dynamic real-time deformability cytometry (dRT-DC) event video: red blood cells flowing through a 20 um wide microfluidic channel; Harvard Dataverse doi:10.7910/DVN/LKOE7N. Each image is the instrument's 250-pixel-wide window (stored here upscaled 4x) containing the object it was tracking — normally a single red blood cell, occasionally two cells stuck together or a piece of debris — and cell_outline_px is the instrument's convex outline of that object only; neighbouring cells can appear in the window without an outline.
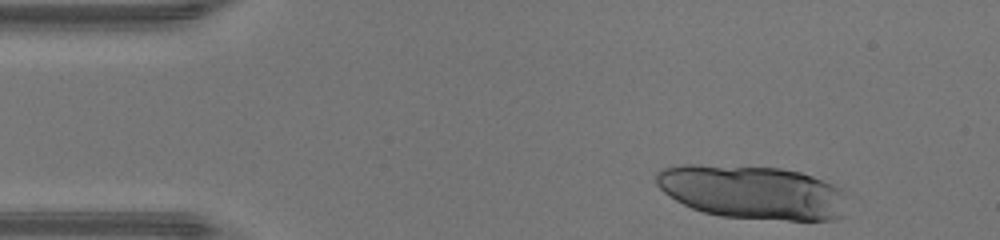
{"species": "human", "species_latin": "Homo sapiens", "temperature_condition": "warm", "stored_images_in_passage": 36, "camera_frame_rate_fps": 3000, "um_per_image_px": 0.085, "donor": {"sex": "male"}, "frame": {"image": 1, "passage_image": 1, "time_ms": 0.0, "image_size_px": [1000, 240], "cell_outline_px": [[844, 196], [840, 216], [832, 220], [788, 220], [720, 216], [704, 212], [692, 208], [676, 200], [664, 192], [656, 184], [656, 172], [660, 168], [680, 164], [700, 164], [780, 168], [800, 172], [812, 176], [832, 184], [840, 188], [844, 192]], "centroid_in_image_um": [63.88, 16.32], "position_along_channel_um": 21.1, "area_um2": 59.53}}
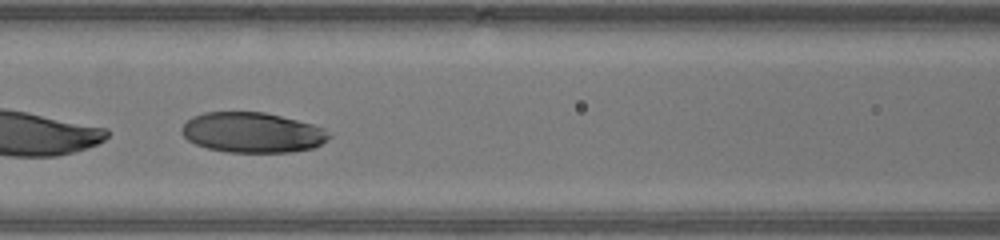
{"frame": {"image": 2, "passage_image": 16, "time_ms": 5.0, "image_size_px": [1000, 240], "cell_outline_px": [[332, 136], [328, 140], [316, 148], [292, 152], [228, 152], [208, 148], [196, 144], [188, 140], [180, 132], [180, 128], [192, 116], [204, 112], [264, 112], [312, 124], [324, 128]], "centroid_in_image_um": [21.47, 11.27], "position_along_channel_um": 145.1, "area_um2": 34.68}}
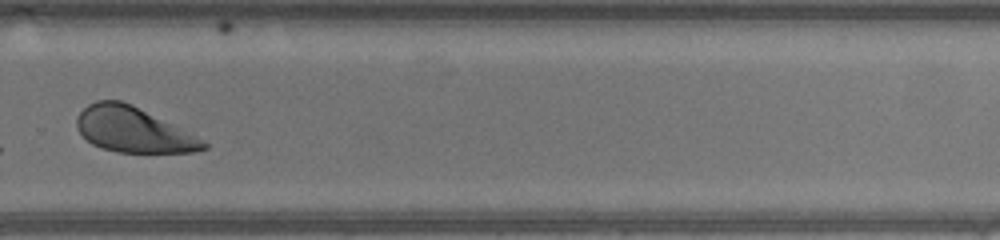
{"frame": {"image": 3, "passage_image": 28, "time_ms": 9.0, "image_size_px": [1000, 240], "cell_outline_px": [[208, 148], [196, 152], [116, 152], [100, 148], [92, 144], [76, 128], [76, 116], [88, 104], [96, 100], [120, 100], [132, 104], [172, 124], [208, 144]], "centroid_in_image_um": [11.26, 11.03], "position_along_channel_um": 318.5, "area_um2": 32.95}, "authors_computed_cell_mechanics": {"area_um2": 35.8938, "velocity_mm_per_s": 4.353, "shape_relaxation_time_tau1_ms": 2.5727, "shape_relaxation_time_tau2_ms": null, "deformation_change_tau1": 0.1362, "deformation_change_tau2": null}}